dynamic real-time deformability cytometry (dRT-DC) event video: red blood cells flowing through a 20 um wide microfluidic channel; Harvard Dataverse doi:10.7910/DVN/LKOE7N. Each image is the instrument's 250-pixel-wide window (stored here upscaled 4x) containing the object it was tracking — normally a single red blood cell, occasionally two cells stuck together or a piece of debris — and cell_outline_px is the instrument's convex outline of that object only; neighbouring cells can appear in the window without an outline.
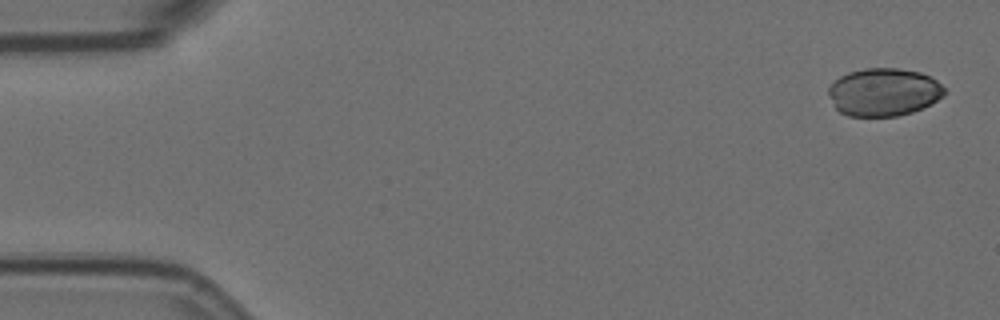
{"species": "Egyptian fruit bat (a non-hibernating species)", "species_latin": "Rousettus aegyptiacus", "temperature_condition": "room temperature", "stored_images_in_passage": 4, "camera_frame_rate_fps": 3000, "um_per_image_px": 0.085, "animal": {"sex": "female"}, "frame": {"image": 1, "passage_image": 1, "time_ms": 0.0, "image_size_px": [1000, 320], "cell_outline_px": [[948, 92], [944, 96], [912, 112], [896, 116], [848, 116], [840, 112], [836, 108], [828, 92], [828, 88], [840, 76], [848, 72], [864, 68], [900, 68], [920, 72], [936, 80]], "centroid_in_image_um": [75.12, 7.82], "position_along_channel_um": 9.9, "area_um2": 32.19}}
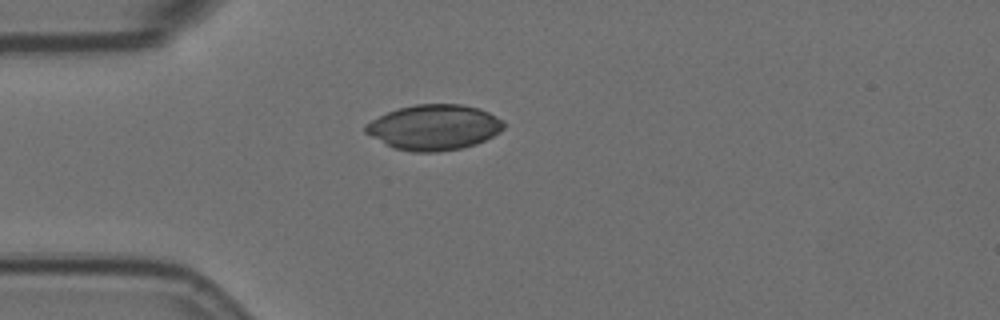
{"frame": {"image": 2, "passage_image": 4, "time_ms": 1.0, "image_size_px": [1000, 320], "cell_outline_px": [[504, 128], [500, 132], [476, 144], [460, 148], [436, 152], [412, 152], [392, 148], [364, 132], [364, 124], [388, 112], [400, 108], [416, 104], [460, 104], [480, 108], [504, 120]], "centroid_in_image_um": [36.89, 10.82], "position_along_channel_um": 48.1, "area_um2": 36.53}}